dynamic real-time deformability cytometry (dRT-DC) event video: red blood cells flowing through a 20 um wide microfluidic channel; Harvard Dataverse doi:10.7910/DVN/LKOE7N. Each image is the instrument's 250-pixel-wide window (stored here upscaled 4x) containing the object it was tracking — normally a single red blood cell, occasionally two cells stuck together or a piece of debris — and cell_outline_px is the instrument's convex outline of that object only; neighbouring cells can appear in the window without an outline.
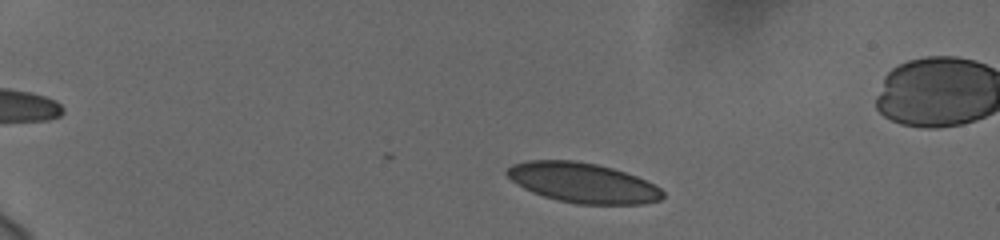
{"species": "human", "species_latin": "Homo sapiens", "temperature_condition": "cold", "stored_images_in_passage": 49, "camera_frame_rate_fps": 3000, "um_per_image_px": 0.085, "donor": {"sex": "female"}, "frame": {"image": 1, "passage_image": 5, "time_ms": 1.333, "image_size_px": [1000, 240], "cell_outline_px": [[664, 196], [660, 200], [644, 204], [576, 204], [544, 196], [532, 192], [516, 184], [504, 172], [512, 164], [528, 160], [576, 160], [596, 164], [612, 168], [636, 176], [660, 188], [664, 192]], "centroid_in_image_um": [49.52, 15.53], "position_along_channel_um": 35.5, "area_um2": 36.13}}
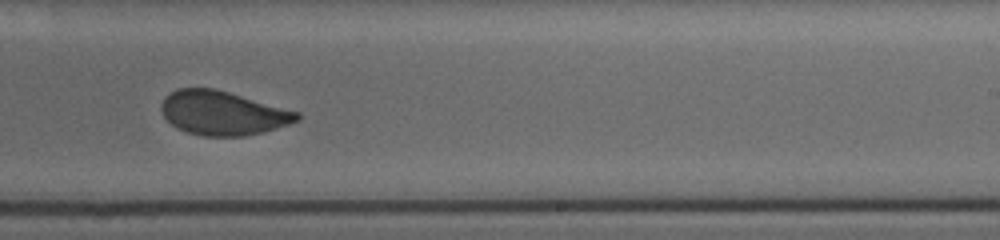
{"frame": {"image": 2, "passage_image": 31, "time_ms": 10.0, "image_size_px": [1000, 240], "cell_outline_px": [[300, 120], [264, 132], [244, 136], [200, 136], [176, 128], [164, 116], [160, 108], [160, 104], [164, 96], [176, 88], [212, 88], [228, 92], [300, 112]], "centroid_in_image_um": [18.91, 9.61], "position_along_channel_um": 270.1, "area_um2": 34.85}}
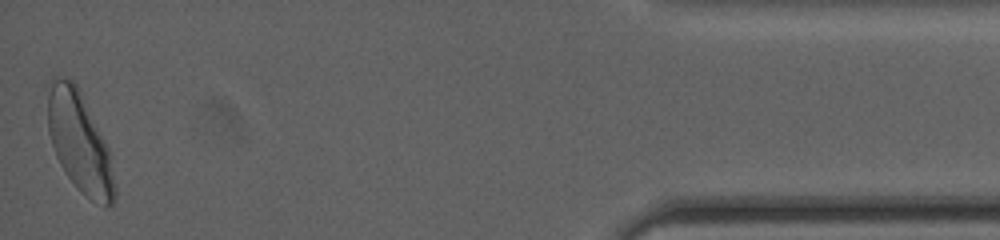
{"frame": {"image": 3, "passage_image": 49, "time_ms": 16.0, "image_size_px": [1000, 240], "cell_outline_px": [[116, 196], [112, 204], [104, 208], [84, 196], [76, 188], [60, 164], [56, 156], [48, 132], [44, 84], [52, 76], [56, 76], [72, 80], [76, 84], [108, 148], [116, 188]], "centroid_in_image_um": [6.7, 12.05], "position_along_channel_um": 428.5, "area_um2": 39.65}, "authors_computed_cell_mechanics": {"area_um2": 36.2406, "velocity_mm_per_s": 3.7198, "shape_relaxation_time_tau1_ms": 4.1916, "shape_relaxation_time_tau2_ms": null, "deformation_change_tau1": 0.101, "deformation_change_tau2": null}}